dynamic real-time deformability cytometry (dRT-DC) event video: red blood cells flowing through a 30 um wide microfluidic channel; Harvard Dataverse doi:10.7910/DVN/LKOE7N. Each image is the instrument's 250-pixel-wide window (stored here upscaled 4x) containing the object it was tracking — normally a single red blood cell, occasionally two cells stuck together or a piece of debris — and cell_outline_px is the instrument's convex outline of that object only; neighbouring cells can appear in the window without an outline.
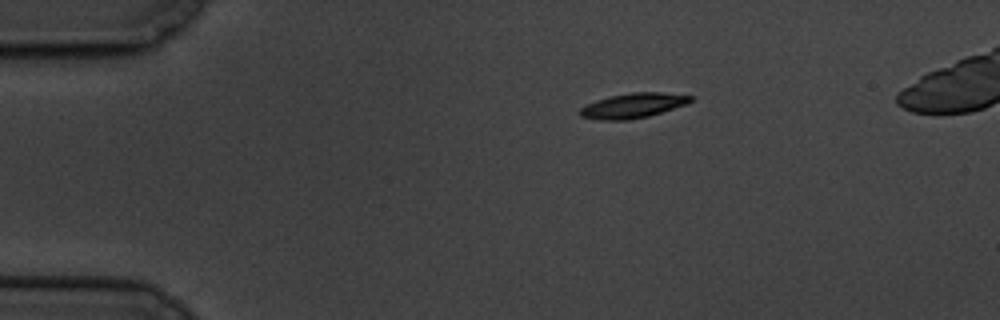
{"species": "common noctule bat (a hibernating species)", "species_latin": "Nyctalus noctula", "temperature_condition": "cold", "stored_images_in_passage": 4, "camera_frame_rate_fps": 3000, "um_per_image_px": 0.085, "animal": {"sex": "male", "body_mass_g": 19.5, "forearm_length_mm": 54.6}, "frame": {"image": 1, "passage_image": 1, "time_ms": 0.0, "image_size_px": [1000, 320], "cell_outline_px": [[692, 100], [688, 104], [648, 116], [628, 120], [600, 120], [580, 116], [580, 108], [596, 100], [612, 96], [632, 92], [664, 92], [692, 96]], "centroid_in_image_um": [53.83, 8.97], "position_along_channel_um": 31.2, "area_um2": 15.9}}
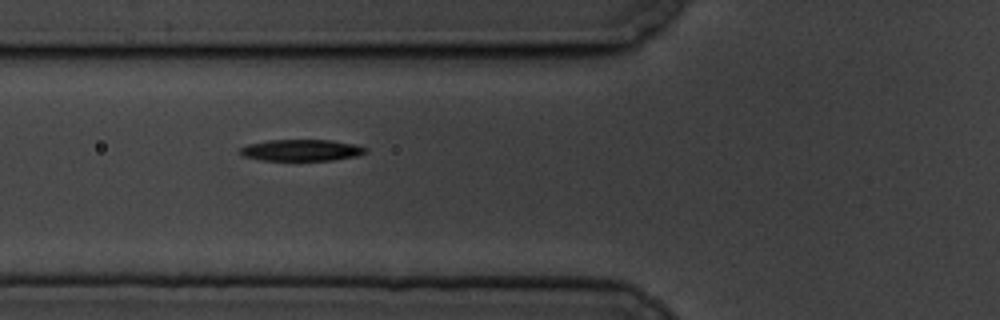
{"frame": {"image": 2, "passage_image": 4, "time_ms": 3.667, "image_size_px": [1000, 320], "cell_outline_px": [[368, 152], [356, 156], [332, 160], [264, 160], [244, 156], [240, 152], [240, 148], [248, 144], [268, 140], [332, 140], [356, 144], [368, 148]], "centroid_in_image_um": [25.68, 12.76], "position_along_channel_um": 100.1, "area_um2": 15.66}}